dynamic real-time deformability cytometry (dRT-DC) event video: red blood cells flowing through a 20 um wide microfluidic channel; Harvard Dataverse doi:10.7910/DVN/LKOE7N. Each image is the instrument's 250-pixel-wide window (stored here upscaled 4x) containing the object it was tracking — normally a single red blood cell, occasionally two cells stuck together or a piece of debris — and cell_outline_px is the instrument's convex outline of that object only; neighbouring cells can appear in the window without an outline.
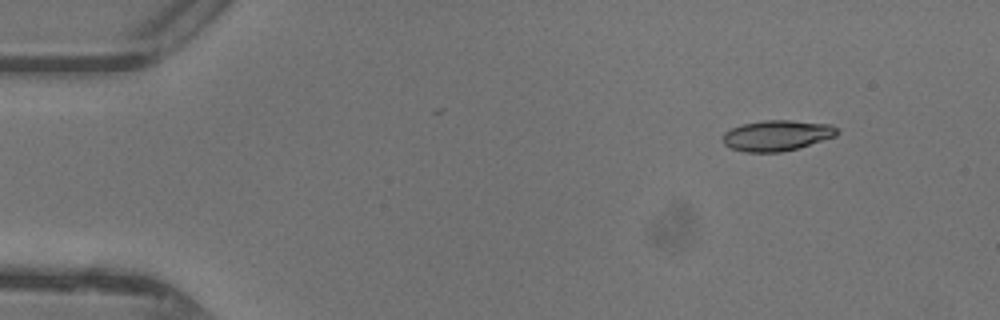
{"species": "common noctule bat (a hibernating species)", "species_latin": "Nyctalus noctula", "temperature_condition": "warm", "stored_images_in_passage": 43, "camera_frame_rate_fps": 3000, "um_per_image_px": 0.085, "animal": {"sex": "female"}, "frame": {"image": 1, "passage_image": 1, "time_ms": 0.0, "image_size_px": [1000, 320], "cell_outline_px": [[840, 132], [836, 136], [796, 148], [780, 152], [744, 152], [732, 148], [724, 144], [724, 132], [740, 124], [764, 120], [792, 120], [832, 124]], "centroid_in_image_um": [66.05, 11.5], "position_along_channel_um": 19.0, "area_um2": 20.35}}
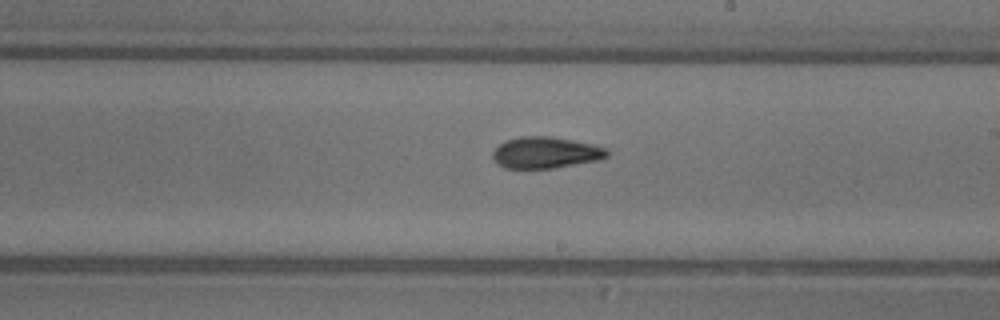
{"frame": {"image": 2, "passage_image": 23, "time_ms": 7.333, "image_size_px": [1000, 320], "cell_outline_px": [[608, 156], [600, 160], [552, 168], [504, 168], [492, 156], [492, 152], [504, 140], [520, 136], [552, 136], [592, 144], [608, 148]], "centroid_in_image_um": [46.4, 12.96], "position_along_channel_um": 242.6, "area_um2": 20.92}}
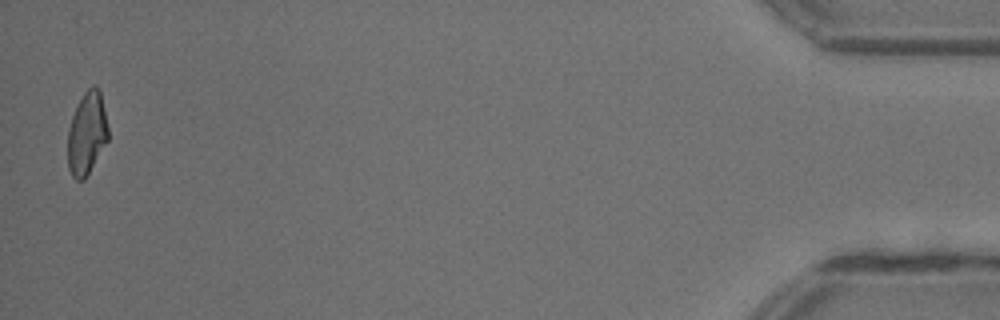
{"frame": {"image": 3, "passage_image": 42, "time_ms": 13.667, "image_size_px": [1000, 320], "cell_outline_px": [[108, 140], [84, 180], [76, 180], [72, 176], [68, 168], [68, 128], [72, 116], [84, 92], [92, 84], [96, 84], [100, 88], [108, 128]], "centroid_in_image_um": [7.39, 11.31], "position_along_channel_um": 427.8, "area_um2": 19.48}, "authors_computed_cell_mechanics": {"area_um2": 20.5768, "velocity_mm_per_s": 4.4279, "shape_relaxation_time_tau1_ms": 5.0021, "shape_relaxation_time_tau2_ms": 1.8641, "deformation_change_tau1": 0.2012, "deformation_change_tau2": 0.0877}}